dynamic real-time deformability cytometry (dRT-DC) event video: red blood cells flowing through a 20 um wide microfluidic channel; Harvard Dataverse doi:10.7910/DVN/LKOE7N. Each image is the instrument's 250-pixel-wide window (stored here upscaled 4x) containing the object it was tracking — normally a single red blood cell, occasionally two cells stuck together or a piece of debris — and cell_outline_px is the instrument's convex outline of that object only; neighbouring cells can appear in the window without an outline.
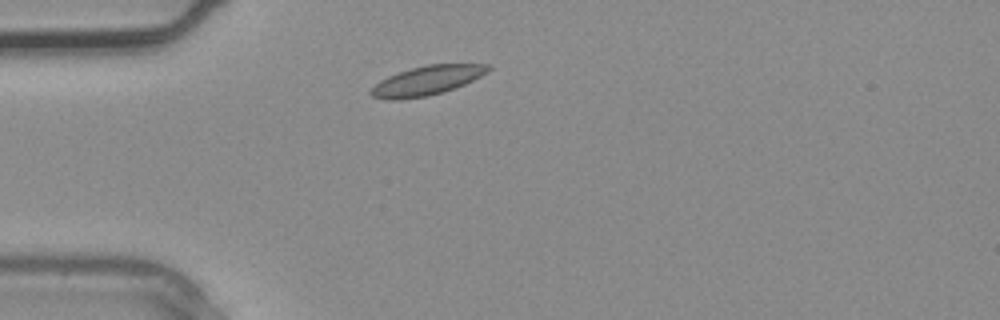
{"species": "common noctule bat (a hibernating species)", "species_latin": "Nyctalus noctula", "temperature_condition": "warm", "stored_images_in_passage": 1, "camera_frame_rate_fps": 3000, "um_per_image_px": 0.085, "animal": {"sex": "male", "body_mass_g": 20.4}, "frame": {"image": 1, "passage_image": 1, "time_ms": 0.0, "image_size_px": [1000, 320], "cell_outline_px": [[492, 68], [488, 72], [464, 84], [428, 96], [400, 100], [388, 100], [372, 96], [368, 92], [380, 80], [388, 76], [412, 68], [428, 64], [488, 64]], "centroid_in_image_um": [36.26, 6.85], "position_along_channel_um": 48.7, "area_um2": 19.77}}